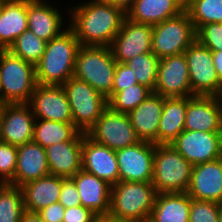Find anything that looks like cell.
<instances>
[{"label": "cell", "instance_id": "8992f818", "mask_svg": "<svg viewBox=\"0 0 222 222\" xmlns=\"http://www.w3.org/2000/svg\"><path fill=\"white\" fill-rule=\"evenodd\" d=\"M192 167L171 145H156L151 182L157 193L187 192Z\"/></svg>", "mask_w": 222, "mask_h": 222}, {"label": "cell", "instance_id": "f1b7e54d", "mask_svg": "<svg viewBox=\"0 0 222 222\" xmlns=\"http://www.w3.org/2000/svg\"><path fill=\"white\" fill-rule=\"evenodd\" d=\"M191 197L186 193H157L150 222H189Z\"/></svg>", "mask_w": 222, "mask_h": 222}, {"label": "cell", "instance_id": "f5cc1de1", "mask_svg": "<svg viewBox=\"0 0 222 222\" xmlns=\"http://www.w3.org/2000/svg\"><path fill=\"white\" fill-rule=\"evenodd\" d=\"M0 101H1V80H0Z\"/></svg>", "mask_w": 222, "mask_h": 222}, {"label": "cell", "instance_id": "1f68e13d", "mask_svg": "<svg viewBox=\"0 0 222 222\" xmlns=\"http://www.w3.org/2000/svg\"><path fill=\"white\" fill-rule=\"evenodd\" d=\"M196 31L204 24L222 23V0H185Z\"/></svg>", "mask_w": 222, "mask_h": 222}, {"label": "cell", "instance_id": "ab89813d", "mask_svg": "<svg viewBox=\"0 0 222 222\" xmlns=\"http://www.w3.org/2000/svg\"><path fill=\"white\" fill-rule=\"evenodd\" d=\"M58 202L61 203L65 208L82 205L76 185L70 178H66L62 182Z\"/></svg>", "mask_w": 222, "mask_h": 222}, {"label": "cell", "instance_id": "e575fe53", "mask_svg": "<svg viewBox=\"0 0 222 222\" xmlns=\"http://www.w3.org/2000/svg\"><path fill=\"white\" fill-rule=\"evenodd\" d=\"M159 61L160 59L153 52H149L139 54L125 64L133 70L138 84L145 85L154 91Z\"/></svg>", "mask_w": 222, "mask_h": 222}, {"label": "cell", "instance_id": "e0dca14e", "mask_svg": "<svg viewBox=\"0 0 222 222\" xmlns=\"http://www.w3.org/2000/svg\"><path fill=\"white\" fill-rule=\"evenodd\" d=\"M27 104L35 118L73 123L70 104L63 86L37 84Z\"/></svg>", "mask_w": 222, "mask_h": 222}, {"label": "cell", "instance_id": "ac0fdd59", "mask_svg": "<svg viewBox=\"0 0 222 222\" xmlns=\"http://www.w3.org/2000/svg\"><path fill=\"white\" fill-rule=\"evenodd\" d=\"M82 169L111 186L119 182L116 152L98 144L82 132Z\"/></svg>", "mask_w": 222, "mask_h": 222}, {"label": "cell", "instance_id": "c3c4849f", "mask_svg": "<svg viewBox=\"0 0 222 222\" xmlns=\"http://www.w3.org/2000/svg\"><path fill=\"white\" fill-rule=\"evenodd\" d=\"M221 133H222V97H221Z\"/></svg>", "mask_w": 222, "mask_h": 222}, {"label": "cell", "instance_id": "681fc988", "mask_svg": "<svg viewBox=\"0 0 222 222\" xmlns=\"http://www.w3.org/2000/svg\"><path fill=\"white\" fill-rule=\"evenodd\" d=\"M3 106H4V103H2V102L0 101V115H1V111H2Z\"/></svg>", "mask_w": 222, "mask_h": 222}, {"label": "cell", "instance_id": "f6af8a7d", "mask_svg": "<svg viewBox=\"0 0 222 222\" xmlns=\"http://www.w3.org/2000/svg\"><path fill=\"white\" fill-rule=\"evenodd\" d=\"M20 222H44L38 212H32L25 210L22 213L21 221Z\"/></svg>", "mask_w": 222, "mask_h": 222}, {"label": "cell", "instance_id": "d6986e66", "mask_svg": "<svg viewBox=\"0 0 222 222\" xmlns=\"http://www.w3.org/2000/svg\"><path fill=\"white\" fill-rule=\"evenodd\" d=\"M192 199L222 202V157L192 167L186 192Z\"/></svg>", "mask_w": 222, "mask_h": 222}, {"label": "cell", "instance_id": "f546056e", "mask_svg": "<svg viewBox=\"0 0 222 222\" xmlns=\"http://www.w3.org/2000/svg\"><path fill=\"white\" fill-rule=\"evenodd\" d=\"M78 132L73 123L35 118L33 141L45 149L56 143L70 141Z\"/></svg>", "mask_w": 222, "mask_h": 222}, {"label": "cell", "instance_id": "484cf974", "mask_svg": "<svg viewBox=\"0 0 222 222\" xmlns=\"http://www.w3.org/2000/svg\"><path fill=\"white\" fill-rule=\"evenodd\" d=\"M185 10V0H135L126 13L131 21L155 25Z\"/></svg>", "mask_w": 222, "mask_h": 222}, {"label": "cell", "instance_id": "603a6c76", "mask_svg": "<svg viewBox=\"0 0 222 222\" xmlns=\"http://www.w3.org/2000/svg\"><path fill=\"white\" fill-rule=\"evenodd\" d=\"M48 174L46 150L41 145L31 141L17 147L15 176L9 184L21 187Z\"/></svg>", "mask_w": 222, "mask_h": 222}, {"label": "cell", "instance_id": "60d3db41", "mask_svg": "<svg viewBox=\"0 0 222 222\" xmlns=\"http://www.w3.org/2000/svg\"><path fill=\"white\" fill-rule=\"evenodd\" d=\"M98 218L92 210L78 205L65 208L63 222H96Z\"/></svg>", "mask_w": 222, "mask_h": 222}, {"label": "cell", "instance_id": "bcb514c9", "mask_svg": "<svg viewBox=\"0 0 222 222\" xmlns=\"http://www.w3.org/2000/svg\"><path fill=\"white\" fill-rule=\"evenodd\" d=\"M96 222H128V221L115 220V219H111L108 216H105V217H99Z\"/></svg>", "mask_w": 222, "mask_h": 222}, {"label": "cell", "instance_id": "7a4b0ae2", "mask_svg": "<svg viewBox=\"0 0 222 222\" xmlns=\"http://www.w3.org/2000/svg\"><path fill=\"white\" fill-rule=\"evenodd\" d=\"M81 44L68 27L46 44L40 62L35 66L39 85L62 86L74 76L77 52Z\"/></svg>", "mask_w": 222, "mask_h": 222}, {"label": "cell", "instance_id": "ffe728a7", "mask_svg": "<svg viewBox=\"0 0 222 222\" xmlns=\"http://www.w3.org/2000/svg\"><path fill=\"white\" fill-rule=\"evenodd\" d=\"M184 130L221 132V97H188Z\"/></svg>", "mask_w": 222, "mask_h": 222}, {"label": "cell", "instance_id": "5bb4252c", "mask_svg": "<svg viewBox=\"0 0 222 222\" xmlns=\"http://www.w3.org/2000/svg\"><path fill=\"white\" fill-rule=\"evenodd\" d=\"M153 93L165 98L193 96L184 53L160 59Z\"/></svg>", "mask_w": 222, "mask_h": 222}, {"label": "cell", "instance_id": "d6a6232c", "mask_svg": "<svg viewBox=\"0 0 222 222\" xmlns=\"http://www.w3.org/2000/svg\"><path fill=\"white\" fill-rule=\"evenodd\" d=\"M46 44L45 40L36 36L30 29H27L16 38L8 50L25 62L36 66L45 52Z\"/></svg>", "mask_w": 222, "mask_h": 222}, {"label": "cell", "instance_id": "cb8c5ba5", "mask_svg": "<svg viewBox=\"0 0 222 222\" xmlns=\"http://www.w3.org/2000/svg\"><path fill=\"white\" fill-rule=\"evenodd\" d=\"M163 105L164 97L152 92L128 114L135 133L140 140L157 145V133Z\"/></svg>", "mask_w": 222, "mask_h": 222}, {"label": "cell", "instance_id": "4dcf8cb0", "mask_svg": "<svg viewBox=\"0 0 222 222\" xmlns=\"http://www.w3.org/2000/svg\"><path fill=\"white\" fill-rule=\"evenodd\" d=\"M24 211L21 187L0 184V222H20Z\"/></svg>", "mask_w": 222, "mask_h": 222}, {"label": "cell", "instance_id": "f35d334b", "mask_svg": "<svg viewBox=\"0 0 222 222\" xmlns=\"http://www.w3.org/2000/svg\"><path fill=\"white\" fill-rule=\"evenodd\" d=\"M134 84H138V82L133 74V70L125 63L117 62L113 79L112 97L118 91L126 89Z\"/></svg>", "mask_w": 222, "mask_h": 222}, {"label": "cell", "instance_id": "4316f807", "mask_svg": "<svg viewBox=\"0 0 222 222\" xmlns=\"http://www.w3.org/2000/svg\"><path fill=\"white\" fill-rule=\"evenodd\" d=\"M27 29V0H2L0 50H8Z\"/></svg>", "mask_w": 222, "mask_h": 222}, {"label": "cell", "instance_id": "277c9868", "mask_svg": "<svg viewBox=\"0 0 222 222\" xmlns=\"http://www.w3.org/2000/svg\"><path fill=\"white\" fill-rule=\"evenodd\" d=\"M117 61L110 47L81 45L76 57L74 77L87 82L108 101Z\"/></svg>", "mask_w": 222, "mask_h": 222}, {"label": "cell", "instance_id": "8fae6325", "mask_svg": "<svg viewBox=\"0 0 222 222\" xmlns=\"http://www.w3.org/2000/svg\"><path fill=\"white\" fill-rule=\"evenodd\" d=\"M50 1L51 0H27L28 29L46 42L59 36L69 26V17H67L69 16V6L63 4V9L61 6L62 3H59V6L54 0L52 2ZM64 5L67 8H65ZM62 11H64V13Z\"/></svg>", "mask_w": 222, "mask_h": 222}, {"label": "cell", "instance_id": "5b68a950", "mask_svg": "<svg viewBox=\"0 0 222 222\" xmlns=\"http://www.w3.org/2000/svg\"><path fill=\"white\" fill-rule=\"evenodd\" d=\"M1 102L28 103L37 85L35 66L0 50Z\"/></svg>", "mask_w": 222, "mask_h": 222}, {"label": "cell", "instance_id": "83f0119b", "mask_svg": "<svg viewBox=\"0 0 222 222\" xmlns=\"http://www.w3.org/2000/svg\"><path fill=\"white\" fill-rule=\"evenodd\" d=\"M188 97H164L162 116L157 133V145H171L184 131Z\"/></svg>", "mask_w": 222, "mask_h": 222}, {"label": "cell", "instance_id": "836d02e7", "mask_svg": "<svg viewBox=\"0 0 222 222\" xmlns=\"http://www.w3.org/2000/svg\"><path fill=\"white\" fill-rule=\"evenodd\" d=\"M153 91L145 85L134 84L118 91L109 101L108 106L115 112L129 114L139 106Z\"/></svg>", "mask_w": 222, "mask_h": 222}, {"label": "cell", "instance_id": "b9f144b4", "mask_svg": "<svg viewBox=\"0 0 222 222\" xmlns=\"http://www.w3.org/2000/svg\"><path fill=\"white\" fill-rule=\"evenodd\" d=\"M64 212L65 207L61 203L55 202L38 211V214L44 222H63Z\"/></svg>", "mask_w": 222, "mask_h": 222}, {"label": "cell", "instance_id": "8d00e7d4", "mask_svg": "<svg viewBox=\"0 0 222 222\" xmlns=\"http://www.w3.org/2000/svg\"><path fill=\"white\" fill-rule=\"evenodd\" d=\"M16 164L17 147L0 141V184L13 180Z\"/></svg>", "mask_w": 222, "mask_h": 222}, {"label": "cell", "instance_id": "30bf717a", "mask_svg": "<svg viewBox=\"0 0 222 222\" xmlns=\"http://www.w3.org/2000/svg\"><path fill=\"white\" fill-rule=\"evenodd\" d=\"M94 142L117 151L140 141L128 114L113 111L109 106L86 132Z\"/></svg>", "mask_w": 222, "mask_h": 222}, {"label": "cell", "instance_id": "74e56055", "mask_svg": "<svg viewBox=\"0 0 222 222\" xmlns=\"http://www.w3.org/2000/svg\"><path fill=\"white\" fill-rule=\"evenodd\" d=\"M196 39L211 51H222V23L202 25L196 31Z\"/></svg>", "mask_w": 222, "mask_h": 222}, {"label": "cell", "instance_id": "7402d4cb", "mask_svg": "<svg viewBox=\"0 0 222 222\" xmlns=\"http://www.w3.org/2000/svg\"><path fill=\"white\" fill-rule=\"evenodd\" d=\"M70 179L76 185L83 207L92 210L99 217L109 215L112 186L108 182L83 169Z\"/></svg>", "mask_w": 222, "mask_h": 222}, {"label": "cell", "instance_id": "ee69618b", "mask_svg": "<svg viewBox=\"0 0 222 222\" xmlns=\"http://www.w3.org/2000/svg\"><path fill=\"white\" fill-rule=\"evenodd\" d=\"M135 0H107L110 4L121 9L125 14L132 8Z\"/></svg>", "mask_w": 222, "mask_h": 222}, {"label": "cell", "instance_id": "7bdbcfd3", "mask_svg": "<svg viewBox=\"0 0 222 222\" xmlns=\"http://www.w3.org/2000/svg\"><path fill=\"white\" fill-rule=\"evenodd\" d=\"M214 67L222 84V51H212Z\"/></svg>", "mask_w": 222, "mask_h": 222}, {"label": "cell", "instance_id": "44dd1931", "mask_svg": "<svg viewBox=\"0 0 222 222\" xmlns=\"http://www.w3.org/2000/svg\"><path fill=\"white\" fill-rule=\"evenodd\" d=\"M45 150L50 174L72 178L82 169V132L70 141L56 143Z\"/></svg>", "mask_w": 222, "mask_h": 222}, {"label": "cell", "instance_id": "f907efd6", "mask_svg": "<svg viewBox=\"0 0 222 222\" xmlns=\"http://www.w3.org/2000/svg\"><path fill=\"white\" fill-rule=\"evenodd\" d=\"M92 1H107V0H85V2H92Z\"/></svg>", "mask_w": 222, "mask_h": 222}, {"label": "cell", "instance_id": "9c48e42d", "mask_svg": "<svg viewBox=\"0 0 222 222\" xmlns=\"http://www.w3.org/2000/svg\"><path fill=\"white\" fill-rule=\"evenodd\" d=\"M193 96L222 97V84L212 59V51L197 39L184 52Z\"/></svg>", "mask_w": 222, "mask_h": 222}, {"label": "cell", "instance_id": "52a82bcc", "mask_svg": "<svg viewBox=\"0 0 222 222\" xmlns=\"http://www.w3.org/2000/svg\"><path fill=\"white\" fill-rule=\"evenodd\" d=\"M62 86L70 104L74 126L86 133L108 107V100L87 82L74 76Z\"/></svg>", "mask_w": 222, "mask_h": 222}, {"label": "cell", "instance_id": "4fadbf2b", "mask_svg": "<svg viewBox=\"0 0 222 222\" xmlns=\"http://www.w3.org/2000/svg\"><path fill=\"white\" fill-rule=\"evenodd\" d=\"M155 146L152 142L140 140L136 144L115 151L119 181L151 182Z\"/></svg>", "mask_w": 222, "mask_h": 222}, {"label": "cell", "instance_id": "d4e9b609", "mask_svg": "<svg viewBox=\"0 0 222 222\" xmlns=\"http://www.w3.org/2000/svg\"><path fill=\"white\" fill-rule=\"evenodd\" d=\"M65 179L48 174L21 186L25 210L38 212L50 204L58 202L62 182Z\"/></svg>", "mask_w": 222, "mask_h": 222}, {"label": "cell", "instance_id": "7dc6e473", "mask_svg": "<svg viewBox=\"0 0 222 222\" xmlns=\"http://www.w3.org/2000/svg\"><path fill=\"white\" fill-rule=\"evenodd\" d=\"M219 222H222V202L219 203Z\"/></svg>", "mask_w": 222, "mask_h": 222}, {"label": "cell", "instance_id": "ba28073f", "mask_svg": "<svg viewBox=\"0 0 222 222\" xmlns=\"http://www.w3.org/2000/svg\"><path fill=\"white\" fill-rule=\"evenodd\" d=\"M196 40V29L186 10L153 25L152 52L159 58L184 53Z\"/></svg>", "mask_w": 222, "mask_h": 222}, {"label": "cell", "instance_id": "816d5d0a", "mask_svg": "<svg viewBox=\"0 0 222 222\" xmlns=\"http://www.w3.org/2000/svg\"><path fill=\"white\" fill-rule=\"evenodd\" d=\"M1 11H2V0H0V14H1Z\"/></svg>", "mask_w": 222, "mask_h": 222}, {"label": "cell", "instance_id": "9a60e30c", "mask_svg": "<svg viewBox=\"0 0 222 222\" xmlns=\"http://www.w3.org/2000/svg\"><path fill=\"white\" fill-rule=\"evenodd\" d=\"M153 25L131 21L125 17L110 49L114 59L126 63L139 54L152 52Z\"/></svg>", "mask_w": 222, "mask_h": 222}, {"label": "cell", "instance_id": "2e32d148", "mask_svg": "<svg viewBox=\"0 0 222 222\" xmlns=\"http://www.w3.org/2000/svg\"><path fill=\"white\" fill-rule=\"evenodd\" d=\"M35 116L27 103L4 104L0 115V141L21 146L33 141Z\"/></svg>", "mask_w": 222, "mask_h": 222}, {"label": "cell", "instance_id": "d590c367", "mask_svg": "<svg viewBox=\"0 0 222 222\" xmlns=\"http://www.w3.org/2000/svg\"><path fill=\"white\" fill-rule=\"evenodd\" d=\"M189 222H219V203L191 198Z\"/></svg>", "mask_w": 222, "mask_h": 222}, {"label": "cell", "instance_id": "3957f363", "mask_svg": "<svg viewBox=\"0 0 222 222\" xmlns=\"http://www.w3.org/2000/svg\"><path fill=\"white\" fill-rule=\"evenodd\" d=\"M156 195L152 182L119 181L111 188L108 217L120 221L146 222Z\"/></svg>", "mask_w": 222, "mask_h": 222}, {"label": "cell", "instance_id": "7c38bea8", "mask_svg": "<svg viewBox=\"0 0 222 222\" xmlns=\"http://www.w3.org/2000/svg\"><path fill=\"white\" fill-rule=\"evenodd\" d=\"M171 146L194 166L222 157V133L184 130Z\"/></svg>", "mask_w": 222, "mask_h": 222}, {"label": "cell", "instance_id": "6da1fadb", "mask_svg": "<svg viewBox=\"0 0 222 222\" xmlns=\"http://www.w3.org/2000/svg\"><path fill=\"white\" fill-rule=\"evenodd\" d=\"M74 4V6H73ZM69 6V28L83 46L110 47L126 14L107 1L74 2Z\"/></svg>", "mask_w": 222, "mask_h": 222}]
</instances>
